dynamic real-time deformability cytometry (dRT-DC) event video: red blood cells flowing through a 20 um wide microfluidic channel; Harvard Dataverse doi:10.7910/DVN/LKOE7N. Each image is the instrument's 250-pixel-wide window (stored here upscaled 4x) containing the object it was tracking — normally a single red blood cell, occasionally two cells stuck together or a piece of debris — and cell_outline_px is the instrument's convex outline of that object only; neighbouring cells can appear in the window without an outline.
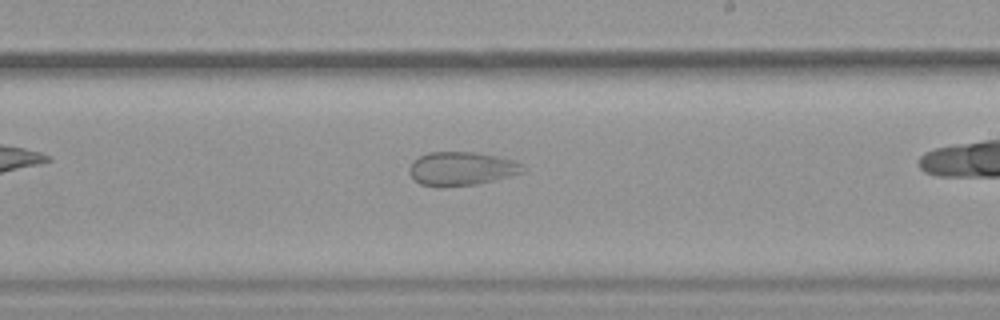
{"species": "common noctule bat (a hibernating species)", "species_latin": "Nyctalus noctula", "temperature_condition": "warm", "stored_images_in_passage": 25, "camera_frame_rate_fps": 3000, "um_per_image_px": 0.085, "animal": {"sex": "female", "body_mass_g": 19.9}, "frame": {"image": 1, "passage_image": 15, "time_ms": 4.667, "image_size_px": [1000, 320], "cell_outline_px": [[524, 172], [476, 184], [420, 184], [408, 172], [408, 168], [412, 160], [428, 152], [476, 152], [496, 156], [512, 160], [524, 164]], "centroid_in_image_um": [39.23, 14.28], "position_along_channel_um": 249.8, "area_um2": 21.56}}
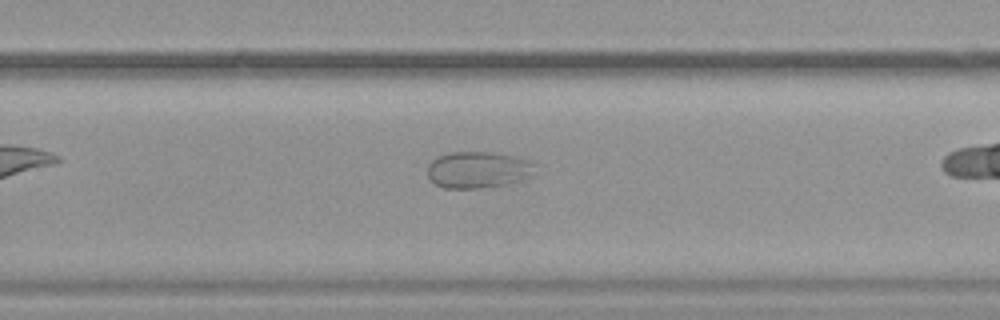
{"frame": {"image": 2, "passage_image": 18, "time_ms": 5.667, "image_size_px": [1000, 320], "cell_outline_px": [[544, 164], [532, 176], [508, 184], [480, 188], [444, 188], [436, 184], [428, 176], [428, 164], [436, 156], [448, 152], [504, 152], [520, 156]], "centroid_in_image_um": [40.79, 14.4], "position_along_channel_um": 289.0, "area_um2": 23.99}}